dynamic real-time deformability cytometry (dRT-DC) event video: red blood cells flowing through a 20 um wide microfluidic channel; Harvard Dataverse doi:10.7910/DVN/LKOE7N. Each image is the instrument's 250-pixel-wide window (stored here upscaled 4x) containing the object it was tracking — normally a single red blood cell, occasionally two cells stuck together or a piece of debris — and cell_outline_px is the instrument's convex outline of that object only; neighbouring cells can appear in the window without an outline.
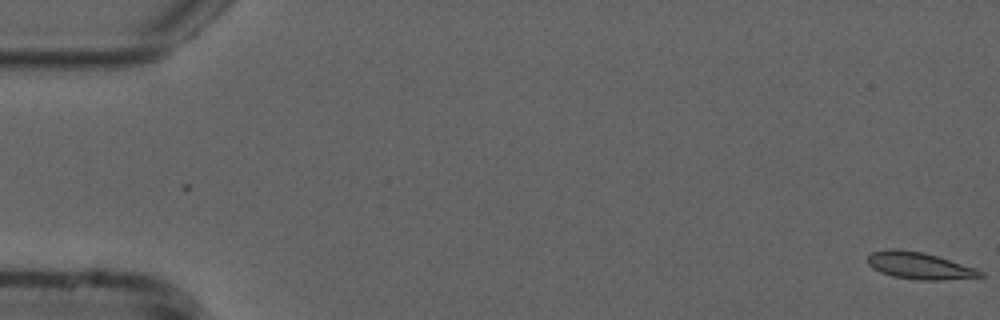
{"species": "common noctule bat (a hibernating species)", "species_latin": "Nyctalus noctula", "temperature_condition": "cold", "stored_images_in_passage": 55, "camera_frame_rate_fps": 3000, "um_per_image_px": 0.085, "animal": {"sex": "male", "forearm_length_mm": 52.5}, "frame": {"image": 1, "passage_image": 1, "time_ms": 0.0, "image_size_px": [1000, 320], "cell_outline_px": [[984, 276], [940, 280], [920, 280], [892, 276], [880, 272], [872, 268], [868, 264], [868, 256], [872, 252], [892, 248], [896, 248], [924, 252], [976, 268], [984, 272]], "centroid_in_image_um": [78.13, 22.57], "position_along_channel_um": 6.9, "area_um2": 17.63}}
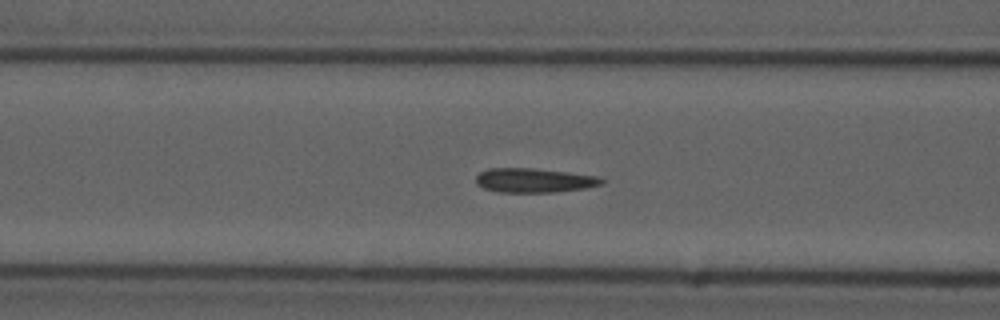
{"frame": {"image": 2, "passage_image": 22, "time_ms": 7.0, "image_size_px": [1000, 320], "cell_outline_px": [[604, 184], [588, 188], [552, 192], [496, 192], [484, 188], [476, 184], [476, 176], [480, 172], [488, 168], [536, 168], [600, 176], [604, 180]], "centroid_in_image_um": [45.43, 15.33], "position_along_channel_um": 121.2, "area_um2": 18.03}}
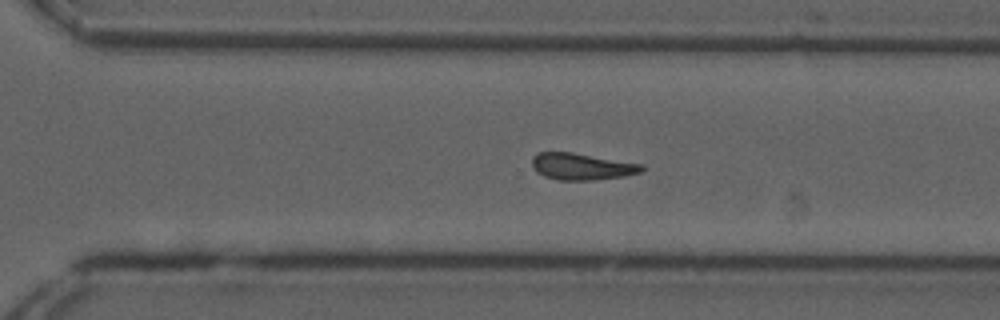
{"frame": {"image": 3, "passage_image": 38, "time_ms": 12.333, "image_size_px": [1000, 320], "cell_outline_px": [[644, 168], [640, 172], [624, 176], [592, 180], [556, 180], [544, 176], [536, 172], [532, 164], [532, 156], [536, 152], [572, 152], [644, 164]], "centroid_in_image_um": [49.42, 14.15], "position_along_channel_um": 321.2, "area_um2": 17.17}, "authors_computed_cell_mechanics": {"area_um2": 17.1666, "velocity_mm_per_s": 3.7601, "shape_relaxation_time_tau1_ms": null, "shape_relaxation_time_tau2_ms": 3.9081, "deformation_change_tau1": null, "deformation_change_tau2": 0.0959}}